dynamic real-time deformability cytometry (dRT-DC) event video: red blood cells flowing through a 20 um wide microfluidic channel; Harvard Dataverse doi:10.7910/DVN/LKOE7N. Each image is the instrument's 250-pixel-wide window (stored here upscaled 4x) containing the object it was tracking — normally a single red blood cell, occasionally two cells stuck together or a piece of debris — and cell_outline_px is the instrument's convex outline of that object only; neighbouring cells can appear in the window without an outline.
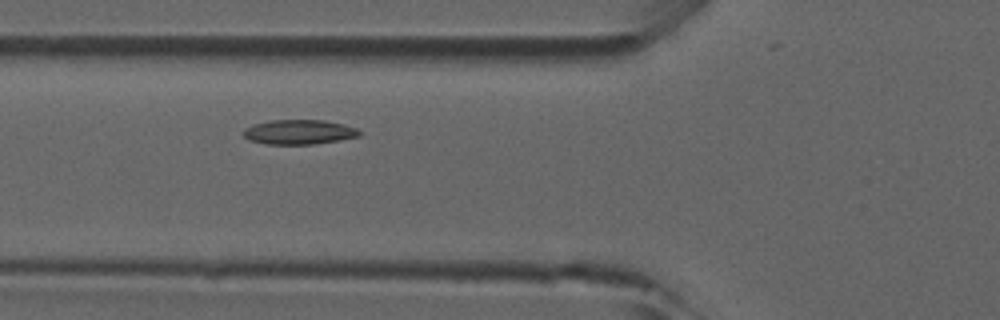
{"species": "common noctule bat (a hibernating species)", "species_latin": "Nyctalus noctula", "temperature_condition": "room temperature", "stored_images_in_passage": 41, "camera_frame_rate_fps": 3000, "um_per_image_px": 0.085, "animal": {"sex": "male", "forearm_length_mm": 52.5}, "frame": {"image": 1, "passage_image": 12, "time_ms": 3.667, "image_size_px": [1000, 320], "cell_outline_px": [[360, 136], [340, 140], [312, 144], [264, 144], [248, 140], [244, 136], [244, 128], [252, 124], [272, 120], [324, 120], [344, 124], [356, 128], [360, 132]], "centroid_in_image_um": [25.4, 11.22], "position_along_channel_um": 100.4, "area_um2": 16.7}}